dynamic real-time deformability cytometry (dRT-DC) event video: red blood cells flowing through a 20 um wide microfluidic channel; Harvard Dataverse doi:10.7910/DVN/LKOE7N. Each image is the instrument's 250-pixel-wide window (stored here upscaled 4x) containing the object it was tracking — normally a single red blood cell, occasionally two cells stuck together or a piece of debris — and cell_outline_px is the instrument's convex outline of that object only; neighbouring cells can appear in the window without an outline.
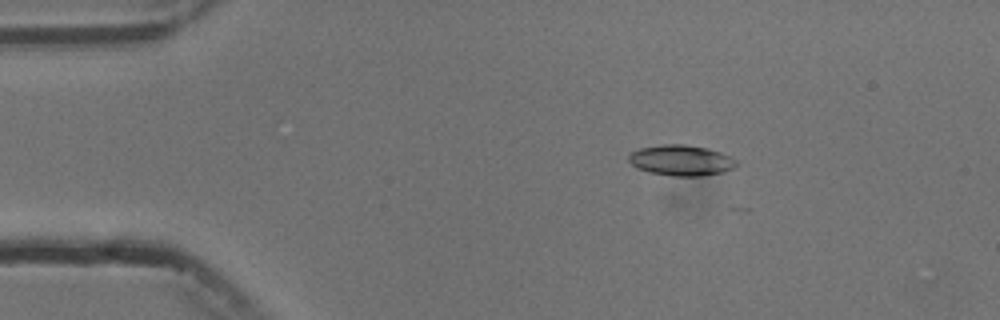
{"species": "common noctule bat (a hibernating species)", "species_latin": "Nyctalus noctula", "temperature_condition": "cold", "stored_images_in_passage": 5, "camera_frame_rate_fps": 3000, "um_per_image_px": 0.085, "animal": {"sex": "male", "body_mass_g": 13.3}, "frame": {"image": 1, "passage_image": 3, "time_ms": 2.0, "image_size_px": [1000, 320], "cell_outline_px": [[740, 164], [736, 168], [724, 172], [700, 176], [672, 176], [648, 172], [636, 168], [628, 160], [628, 156], [632, 152], [640, 148], [660, 144], [684, 144], [708, 148], [720, 152], [736, 160]], "centroid_in_image_um": [57.92, 13.63], "position_along_channel_um": 27.1, "area_um2": 19.48}}